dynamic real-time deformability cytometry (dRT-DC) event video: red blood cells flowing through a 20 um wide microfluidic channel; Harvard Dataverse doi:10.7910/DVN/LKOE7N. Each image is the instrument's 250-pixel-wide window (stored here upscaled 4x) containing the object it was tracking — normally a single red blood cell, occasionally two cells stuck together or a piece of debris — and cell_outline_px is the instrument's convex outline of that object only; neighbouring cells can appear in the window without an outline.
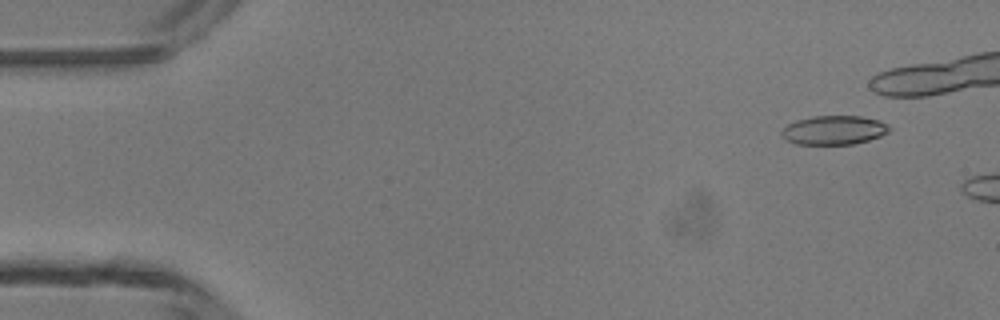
{"species": "common noctule bat (a hibernating species)", "species_latin": "Nyctalus noctula", "temperature_condition": "room temperature", "stored_images_in_passage": 6, "camera_frame_rate_fps": 3000, "um_per_image_px": 0.085, "animal": {"sex": "male", "body_mass_g": 13.3}, "frame": {"image": 1, "passage_image": 1, "time_ms": 0.0, "image_size_px": [1000, 320], "cell_outline_px": [[892, 128], [888, 132], [880, 136], [868, 140], [852, 144], [796, 144], [784, 140], [780, 132], [788, 124], [796, 120], [812, 116], [860, 116], [880, 120]], "centroid_in_image_um": [70.87, 11.06], "position_along_channel_um": 14.1, "area_um2": 18.26}}
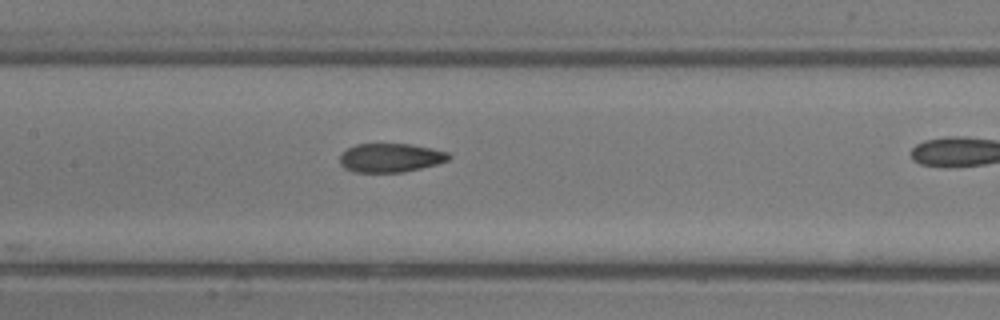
{"frame": {"image": 2, "passage_image": 6, "time_ms": 6.333, "image_size_px": [1000, 320], "cell_outline_px": [[452, 156], [448, 160], [436, 164], [404, 172], [356, 172], [344, 168], [340, 164], [340, 156], [348, 148], [356, 144], [412, 144], [432, 148], [448, 152]], "centroid_in_image_um": [33.21, 13.4], "position_along_channel_um": 174.2, "area_um2": 18.26}}